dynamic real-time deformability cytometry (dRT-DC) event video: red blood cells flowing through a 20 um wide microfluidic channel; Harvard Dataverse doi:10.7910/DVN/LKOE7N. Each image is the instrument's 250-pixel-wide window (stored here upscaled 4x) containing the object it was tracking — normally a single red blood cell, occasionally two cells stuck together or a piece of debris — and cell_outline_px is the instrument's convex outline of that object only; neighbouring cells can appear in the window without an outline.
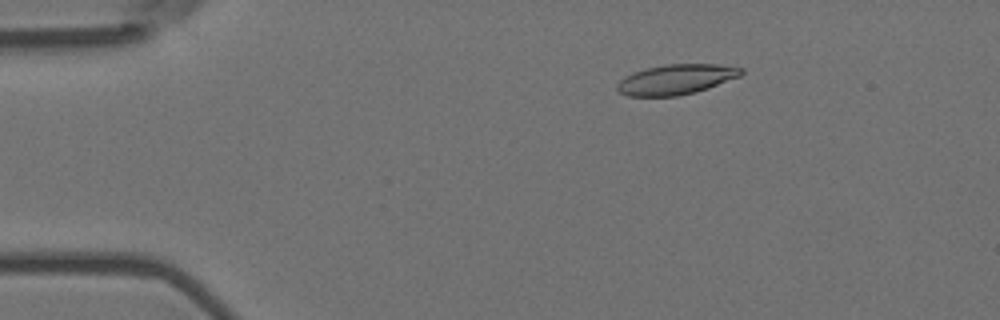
{"species": "Egyptian fruit bat (a non-hibernating species)", "species_latin": "Rousettus aegyptiacus", "temperature_condition": "room temperature", "stored_images_in_passage": 56, "camera_frame_rate_fps": 3000, "um_per_image_px": 0.085, "animal": {"sex": "female"}, "frame": {"image": 1, "passage_image": 10, "time_ms": 3.0, "image_size_px": [1000, 320], "cell_outline_px": [[744, 72], [740, 76], [708, 88], [696, 92], [676, 96], [628, 96], [620, 92], [616, 88], [616, 84], [620, 80], [644, 68], [668, 64], [716, 64], [744, 68]], "centroid_in_image_um": [57.49, 6.75], "position_along_channel_um": 27.5, "area_um2": 21.62}}
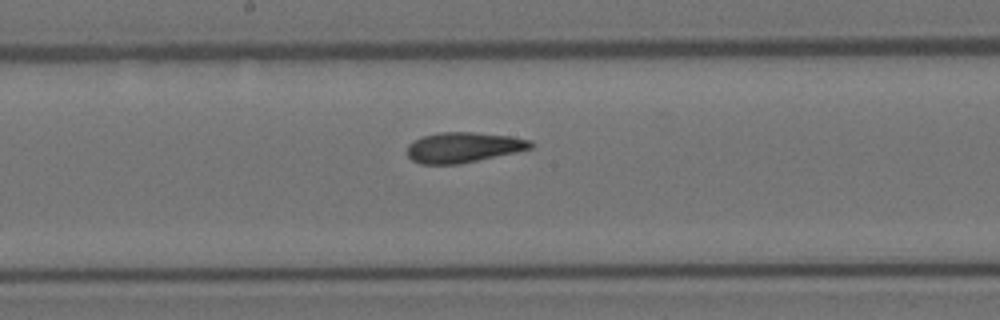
{"frame": {"image": 2, "passage_image": 30, "time_ms": 9.667, "image_size_px": [1000, 320], "cell_outline_px": [[536, 144], [532, 148], [516, 152], [460, 164], [420, 164], [412, 160], [408, 156], [408, 144], [412, 140], [424, 136], [440, 132], [472, 132], [512, 136], [532, 140]], "centroid_in_image_um": [39.41, 12.52], "position_along_channel_um": 208.8, "area_um2": 21.96}}
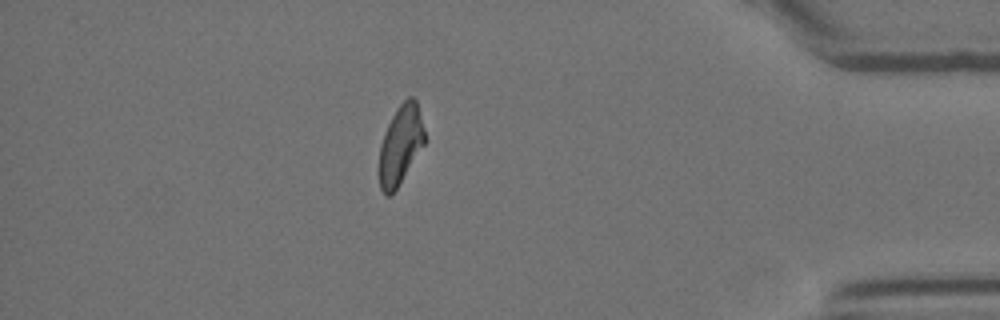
{"frame": {"image": 3, "passage_image": 49, "time_ms": 16.0, "image_size_px": [1000, 320], "cell_outline_px": [[424, 144], [396, 188], [388, 196], [380, 188], [380, 144], [384, 132], [396, 108], [408, 96], [412, 96], [416, 100], [424, 128]], "centroid_in_image_um": [34.04, 12.25], "position_along_channel_um": 401.2, "area_um2": 20.35}, "authors_computed_cell_mechanics": {"area_um2": 21.7328, "velocity_mm_per_s": 3.6701, "shape_relaxation_time_tau1_ms": 10.5978, "shape_relaxation_time_tau2_ms": 2.6507, "deformation_change_tau1": 0.2296, "deformation_change_tau2": 0.1136}}